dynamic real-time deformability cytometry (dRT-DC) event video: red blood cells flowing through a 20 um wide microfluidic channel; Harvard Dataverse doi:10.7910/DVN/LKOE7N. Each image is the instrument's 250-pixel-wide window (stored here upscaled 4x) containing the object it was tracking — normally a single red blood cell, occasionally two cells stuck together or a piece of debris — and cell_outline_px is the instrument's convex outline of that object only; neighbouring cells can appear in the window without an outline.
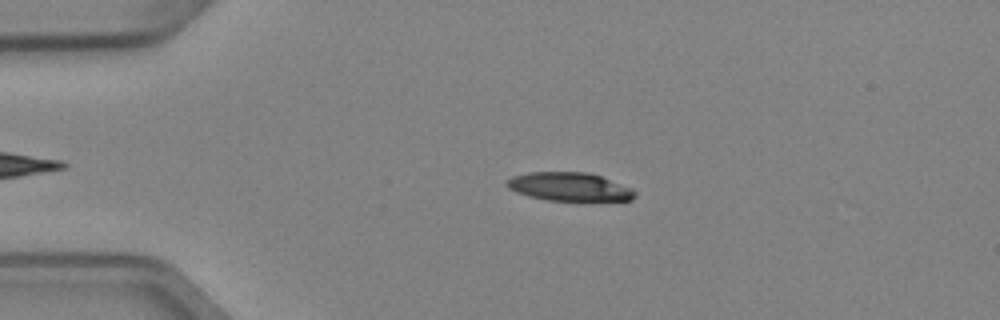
{"species": "Egyptian fruit bat (a non-hibernating species)", "species_latin": "Rousettus aegyptiacus", "temperature_condition": "cold", "stored_images_in_passage": 30, "camera_frame_rate_fps": 3000, "um_per_image_px": 0.085, "animal": {"sex": "female"}, "frame": {"image": 1, "passage_image": 11, "time_ms": 3.333, "image_size_px": [1000, 320], "cell_outline_px": [[636, 196], [632, 200], [548, 200], [528, 196], [516, 192], [508, 188], [504, 184], [504, 180], [512, 176], [528, 172], [588, 172], [600, 176], [632, 188], [636, 192]], "centroid_in_image_um": [48.34, 15.86], "position_along_channel_um": 36.7, "area_um2": 21.27}}
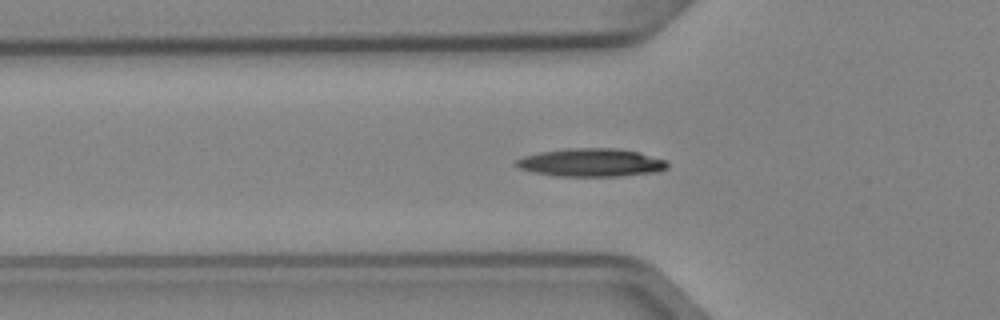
{"frame": {"image": 2, "passage_image": 17, "time_ms": 5.333, "image_size_px": [1000, 320], "cell_outline_px": [[668, 168], [656, 172], [620, 176], [556, 176], [536, 172], [520, 168], [512, 164], [516, 160], [524, 156], [540, 152], [568, 148], [616, 148], [640, 152], [664, 160], [668, 164]], "centroid_in_image_um": [50.25, 13.81], "position_along_channel_um": 75.6, "area_um2": 24.74}}
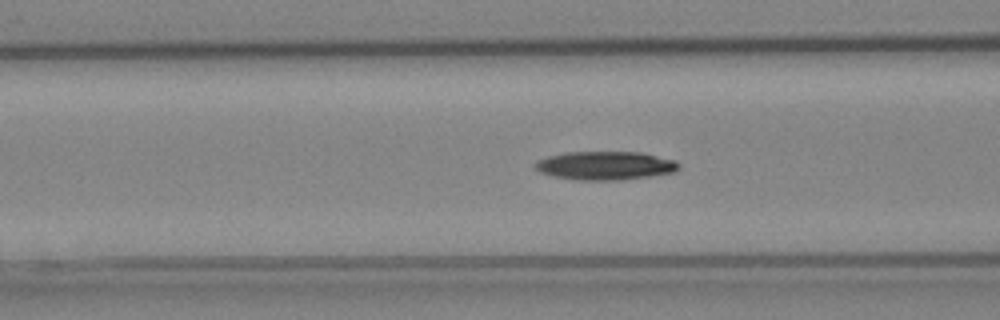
{"frame": {"image": 3, "passage_image": 20, "time_ms": 6.333, "image_size_px": [1000, 320], "cell_outline_px": [[680, 168], [676, 172], [620, 180], [576, 180], [552, 176], [540, 172], [532, 168], [532, 164], [536, 160], [548, 156], [568, 152], [640, 152], [676, 160], [680, 164]], "centroid_in_image_um": [51.41, 14.08], "position_along_channel_um": 115.2, "area_um2": 24.16}}